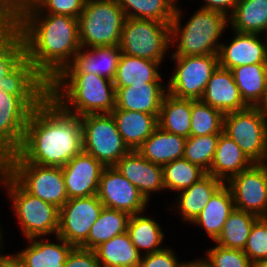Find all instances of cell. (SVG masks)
<instances>
[{
    "instance_id": "cell-1",
    "label": "cell",
    "mask_w": 267,
    "mask_h": 267,
    "mask_svg": "<svg viewBox=\"0 0 267 267\" xmlns=\"http://www.w3.org/2000/svg\"><path fill=\"white\" fill-rule=\"evenodd\" d=\"M82 150L81 117L48 96L31 111L17 153L29 163L63 167Z\"/></svg>"
},
{
    "instance_id": "cell-2",
    "label": "cell",
    "mask_w": 267,
    "mask_h": 267,
    "mask_svg": "<svg viewBox=\"0 0 267 267\" xmlns=\"http://www.w3.org/2000/svg\"><path fill=\"white\" fill-rule=\"evenodd\" d=\"M19 30L25 55L36 71L50 83L82 48L77 18L41 13L37 8L20 17Z\"/></svg>"
},
{
    "instance_id": "cell-3",
    "label": "cell",
    "mask_w": 267,
    "mask_h": 267,
    "mask_svg": "<svg viewBox=\"0 0 267 267\" xmlns=\"http://www.w3.org/2000/svg\"><path fill=\"white\" fill-rule=\"evenodd\" d=\"M49 96L66 112L83 116L111 113L116 89L113 81L96 74H59L49 83Z\"/></svg>"
},
{
    "instance_id": "cell-4",
    "label": "cell",
    "mask_w": 267,
    "mask_h": 267,
    "mask_svg": "<svg viewBox=\"0 0 267 267\" xmlns=\"http://www.w3.org/2000/svg\"><path fill=\"white\" fill-rule=\"evenodd\" d=\"M182 17L181 9L176 6L170 23V41L176 48L171 56L218 55L219 40L229 26V16L220 11L199 8L184 25Z\"/></svg>"
},
{
    "instance_id": "cell-5",
    "label": "cell",
    "mask_w": 267,
    "mask_h": 267,
    "mask_svg": "<svg viewBox=\"0 0 267 267\" xmlns=\"http://www.w3.org/2000/svg\"><path fill=\"white\" fill-rule=\"evenodd\" d=\"M11 200L12 210L26 239L57 236L59 208L28 193L9 173L3 184Z\"/></svg>"
},
{
    "instance_id": "cell-6",
    "label": "cell",
    "mask_w": 267,
    "mask_h": 267,
    "mask_svg": "<svg viewBox=\"0 0 267 267\" xmlns=\"http://www.w3.org/2000/svg\"><path fill=\"white\" fill-rule=\"evenodd\" d=\"M125 19L115 0H85L78 18L81 47L119 46Z\"/></svg>"
},
{
    "instance_id": "cell-7",
    "label": "cell",
    "mask_w": 267,
    "mask_h": 267,
    "mask_svg": "<svg viewBox=\"0 0 267 267\" xmlns=\"http://www.w3.org/2000/svg\"><path fill=\"white\" fill-rule=\"evenodd\" d=\"M8 173L28 193L59 209L69 200L61 167L29 163L17 153L8 159Z\"/></svg>"
},
{
    "instance_id": "cell-8",
    "label": "cell",
    "mask_w": 267,
    "mask_h": 267,
    "mask_svg": "<svg viewBox=\"0 0 267 267\" xmlns=\"http://www.w3.org/2000/svg\"><path fill=\"white\" fill-rule=\"evenodd\" d=\"M170 45V24L150 19H125L119 43L123 54L162 64Z\"/></svg>"
},
{
    "instance_id": "cell-9",
    "label": "cell",
    "mask_w": 267,
    "mask_h": 267,
    "mask_svg": "<svg viewBox=\"0 0 267 267\" xmlns=\"http://www.w3.org/2000/svg\"><path fill=\"white\" fill-rule=\"evenodd\" d=\"M223 132L253 163L264 162L267 156V113L261 107L224 114Z\"/></svg>"
},
{
    "instance_id": "cell-10",
    "label": "cell",
    "mask_w": 267,
    "mask_h": 267,
    "mask_svg": "<svg viewBox=\"0 0 267 267\" xmlns=\"http://www.w3.org/2000/svg\"><path fill=\"white\" fill-rule=\"evenodd\" d=\"M83 151L104 167L115 166L130 149L124 143L111 113L80 116Z\"/></svg>"
},
{
    "instance_id": "cell-11",
    "label": "cell",
    "mask_w": 267,
    "mask_h": 267,
    "mask_svg": "<svg viewBox=\"0 0 267 267\" xmlns=\"http://www.w3.org/2000/svg\"><path fill=\"white\" fill-rule=\"evenodd\" d=\"M175 68L167 93L180 99L200 100L212 73L219 67L218 55L171 56Z\"/></svg>"
},
{
    "instance_id": "cell-12",
    "label": "cell",
    "mask_w": 267,
    "mask_h": 267,
    "mask_svg": "<svg viewBox=\"0 0 267 267\" xmlns=\"http://www.w3.org/2000/svg\"><path fill=\"white\" fill-rule=\"evenodd\" d=\"M103 207L97 195L69 199L59 209L57 236L79 247L87 239Z\"/></svg>"
},
{
    "instance_id": "cell-13",
    "label": "cell",
    "mask_w": 267,
    "mask_h": 267,
    "mask_svg": "<svg viewBox=\"0 0 267 267\" xmlns=\"http://www.w3.org/2000/svg\"><path fill=\"white\" fill-rule=\"evenodd\" d=\"M225 184L231 190L235 209L267 217V169L262 163H254Z\"/></svg>"
},
{
    "instance_id": "cell-14",
    "label": "cell",
    "mask_w": 267,
    "mask_h": 267,
    "mask_svg": "<svg viewBox=\"0 0 267 267\" xmlns=\"http://www.w3.org/2000/svg\"><path fill=\"white\" fill-rule=\"evenodd\" d=\"M97 196L104 207L125 211L130 215L145 212L150 203L115 166L104 167Z\"/></svg>"
},
{
    "instance_id": "cell-15",
    "label": "cell",
    "mask_w": 267,
    "mask_h": 267,
    "mask_svg": "<svg viewBox=\"0 0 267 267\" xmlns=\"http://www.w3.org/2000/svg\"><path fill=\"white\" fill-rule=\"evenodd\" d=\"M31 111L18 96L0 90V152L8 159L20 149Z\"/></svg>"
},
{
    "instance_id": "cell-16",
    "label": "cell",
    "mask_w": 267,
    "mask_h": 267,
    "mask_svg": "<svg viewBox=\"0 0 267 267\" xmlns=\"http://www.w3.org/2000/svg\"><path fill=\"white\" fill-rule=\"evenodd\" d=\"M62 168L69 199L97 195L104 166L83 150Z\"/></svg>"
},
{
    "instance_id": "cell-17",
    "label": "cell",
    "mask_w": 267,
    "mask_h": 267,
    "mask_svg": "<svg viewBox=\"0 0 267 267\" xmlns=\"http://www.w3.org/2000/svg\"><path fill=\"white\" fill-rule=\"evenodd\" d=\"M229 44L221 43L218 52L219 67L232 70L238 66L267 63V40L264 35L233 31ZM261 36V37H260Z\"/></svg>"
},
{
    "instance_id": "cell-18",
    "label": "cell",
    "mask_w": 267,
    "mask_h": 267,
    "mask_svg": "<svg viewBox=\"0 0 267 267\" xmlns=\"http://www.w3.org/2000/svg\"><path fill=\"white\" fill-rule=\"evenodd\" d=\"M3 80V90L18 96L31 110L49 96V83L26 57Z\"/></svg>"
},
{
    "instance_id": "cell-19",
    "label": "cell",
    "mask_w": 267,
    "mask_h": 267,
    "mask_svg": "<svg viewBox=\"0 0 267 267\" xmlns=\"http://www.w3.org/2000/svg\"><path fill=\"white\" fill-rule=\"evenodd\" d=\"M115 167L148 202L152 193L165 190L162 166L145 159L137 150H130Z\"/></svg>"
},
{
    "instance_id": "cell-20",
    "label": "cell",
    "mask_w": 267,
    "mask_h": 267,
    "mask_svg": "<svg viewBox=\"0 0 267 267\" xmlns=\"http://www.w3.org/2000/svg\"><path fill=\"white\" fill-rule=\"evenodd\" d=\"M119 46L81 48L60 74H96L114 81L121 55Z\"/></svg>"
},
{
    "instance_id": "cell-21",
    "label": "cell",
    "mask_w": 267,
    "mask_h": 267,
    "mask_svg": "<svg viewBox=\"0 0 267 267\" xmlns=\"http://www.w3.org/2000/svg\"><path fill=\"white\" fill-rule=\"evenodd\" d=\"M200 100L223 114L249 107L240 95L232 71L221 67L212 73Z\"/></svg>"
},
{
    "instance_id": "cell-22",
    "label": "cell",
    "mask_w": 267,
    "mask_h": 267,
    "mask_svg": "<svg viewBox=\"0 0 267 267\" xmlns=\"http://www.w3.org/2000/svg\"><path fill=\"white\" fill-rule=\"evenodd\" d=\"M164 83L133 84L128 87H115L114 109L139 111L159 116L162 101L167 94Z\"/></svg>"
},
{
    "instance_id": "cell-23",
    "label": "cell",
    "mask_w": 267,
    "mask_h": 267,
    "mask_svg": "<svg viewBox=\"0 0 267 267\" xmlns=\"http://www.w3.org/2000/svg\"><path fill=\"white\" fill-rule=\"evenodd\" d=\"M55 239L58 243L49 242L45 237L26 239L27 247L14 255L24 267H63L74 246L58 236Z\"/></svg>"
},
{
    "instance_id": "cell-24",
    "label": "cell",
    "mask_w": 267,
    "mask_h": 267,
    "mask_svg": "<svg viewBox=\"0 0 267 267\" xmlns=\"http://www.w3.org/2000/svg\"><path fill=\"white\" fill-rule=\"evenodd\" d=\"M111 115L124 143L130 150H137L158 127V117L153 114L114 109Z\"/></svg>"
},
{
    "instance_id": "cell-25",
    "label": "cell",
    "mask_w": 267,
    "mask_h": 267,
    "mask_svg": "<svg viewBox=\"0 0 267 267\" xmlns=\"http://www.w3.org/2000/svg\"><path fill=\"white\" fill-rule=\"evenodd\" d=\"M253 164L242 149L222 131L207 174L226 183L231 177L250 168Z\"/></svg>"
},
{
    "instance_id": "cell-26",
    "label": "cell",
    "mask_w": 267,
    "mask_h": 267,
    "mask_svg": "<svg viewBox=\"0 0 267 267\" xmlns=\"http://www.w3.org/2000/svg\"><path fill=\"white\" fill-rule=\"evenodd\" d=\"M224 184L213 175L206 174L198 182L193 183L189 188L177 193L176 206L183 221L192 222L201 213L209 202L212 195Z\"/></svg>"
},
{
    "instance_id": "cell-27",
    "label": "cell",
    "mask_w": 267,
    "mask_h": 267,
    "mask_svg": "<svg viewBox=\"0 0 267 267\" xmlns=\"http://www.w3.org/2000/svg\"><path fill=\"white\" fill-rule=\"evenodd\" d=\"M186 139L157 127L137 151L150 162L163 166L184 156Z\"/></svg>"
},
{
    "instance_id": "cell-28",
    "label": "cell",
    "mask_w": 267,
    "mask_h": 267,
    "mask_svg": "<svg viewBox=\"0 0 267 267\" xmlns=\"http://www.w3.org/2000/svg\"><path fill=\"white\" fill-rule=\"evenodd\" d=\"M234 208L231 190L224 183L212 195L209 202L192 223L205 229L207 236L214 242L220 235L224 223Z\"/></svg>"
},
{
    "instance_id": "cell-29",
    "label": "cell",
    "mask_w": 267,
    "mask_h": 267,
    "mask_svg": "<svg viewBox=\"0 0 267 267\" xmlns=\"http://www.w3.org/2000/svg\"><path fill=\"white\" fill-rule=\"evenodd\" d=\"M162 66L157 61L133 57L121 53L117 74L113 81L115 87H128L133 84L163 83L159 68Z\"/></svg>"
},
{
    "instance_id": "cell-30",
    "label": "cell",
    "mask_w": 267,
    "mask_h": 267,
    "mask_svg": "<svg viewBox=\"0 0 267 267\" xmlns=\"http://www.w3.org/2000/svg\"><path fill=\"white\" fill-rule=\"evenodd\" d=\"M94 251L101 267H139L142 258L127 232L115 235Z\"/></svg>"
},
{
    "instance_id": "cell-31",
    "label": "cell",
    "mask_w": 267,
    "mask_h": 267,
    "mask_svg": "<svg viewBox=\"0 0 267 267\" xmlns=\"http://www.w3.org/2000/svg\"><path fill=\"white\" fill-rule=\"evenodd\" d=\"M240 95L249 107H259L267 85V63L238 66L232 70Z\"/></svg>"
},
{
    "instance_id": "cell-32",
    "label": "cell",
    "mask_w": 267,
    "mask_h": 267,
    "mask_svg": "<svg viewBox=\"0 0 267 267\" xmlns=\"http://www.w3.org/2000/svg\"><path fill=\"white\" fill-rule=\"evenodd\" d=\"M231 31L239 33H267V0H239L229 15Z\"/></svg>"
},
{
    "instance_id": "cell-33",
    "label": "cell",
    "mask_w": 267,
    "mask_h": 267,
    "mask_svg": "<svg viewBox=\"0 0 267 267\" xmlns=\"http://www.w3.org/2000/svg\"><path fill=\"white\" fill-rule=\"evenodd\" d=\"M143 213L130 216L126 232L131 242L142 255L163 250L166 247L162 245L165 234L160 223Z\"/></svg>"
},
{
    "instance_id": "cell-34",
    "label": "cell",
    "mask_w": 267,
    "mask_h": 267,
    "mask_svg": "<svg viewBox=\"0 0 267 267\" xmlns=\"http://www.w3.org/2000/svg\"><path fill=\"white\" fill-rule=\"evenodd\" d=\"M191 99H180L166 94L158 116V127L185 138L190 137Z\"/></svg>"
},
{
    "instance_id": "cell-35",
    "label": "cell",
    "mask_w": 267,
    "mask_h": 267,
    "mask_svg": "<svg viewBox=\"0 0 267 267\" xmlns=\"http://www.w3.org/2000/svg\"><path fill=\"white\" fill-rule=\"evenodd\" d=\"M130 216L125 211L103 207L98 219L92 225L87 239L79 247L94 250L115 235L126 232Z\"/></svg>"
},
{
    "instance_id": "cell-36",
    "label": "cell",
    "mask_w": 267,
    "mask_h": 267,
    "mask_svg": "<svg viewBox=\"0 0 267 267\" xmlns=\"http://www.w3.org/2000/svg\"><path fill=\"white\" fill-rule=\"evenodd\" d=\"M126 18L150 19L170 24L178 4L174 0H115Z\"/></svg>"
},
{
    "instance_id": "cell-37",
    "label": "cell",
    "mask_w": 267,
    "mask_h": 267,
    "mask_svg": "<svg viewBox=\"0 0 267 267\" xmlns=\"http://www.w3.org/2000/svg\"><path fill=\"white\" fill-rule=\"evenodd\" d=\"M257 218L256 215L234 208L214 243L226 248L243 250Z\"/></svg>"
},
{
    "instance_id": "cell-38",
    "label": "cell",
    "mask_w": 267,
    "mask_h": 267,
    "mask_svg": "<svg viewBox=\"0 0 267 267\" xmlns=\"http://www.w3.org/2000/svg\"><path fill=\"white\" fill-rule=\"evenodd\" d=\"M25 57V43L19 28L0 29V90H3V78Z\"/></svg>"
},
{
    "instance_id": "cell-39",
    "label": "cell",
    "mask_w": 267,
    "mask_h": 267,
    "mask_svg": "<svg viewBox=\"0 0 267 267\" xmlns=\"http://www.w3.org/2000/svg\"><path fill=\"white\" fill-rule=\"evenodd\" d=\"M165 189L180 192L198 182L207 172L184 157L162 166Z\"/></svg>"
},
{
    "instance_id": "cell-40",
    "label": "cell",
    "mask_w": 267,
    "mask_h": 267,
    "mask_svg": "<svg viewBox=\"0 0 267 267\" xmlns=\"http://www.w3.org/2000/svg\"><path fill=\"white\" fill-rule=\"evenodd\" d=\"M224 114L201 100H192L190 136L220 134Z\"/></svg>"
},
{
    "instance_id": "cell-41",
    "label": "cell",
    "mask_w": 267,
    "mask_h": 267,
    "mask_svg": "<svg viewBox=\"0 0 267 267\" xmlns=\"http://www.w3.org/2000/svg\"><path fill=\"white\" fill-rule=\"evenodd\" d=\"M220 134L190 136L186 139L184 158L208 172L216 151Z\"/></svg>"
},
{
    "instance_id": "cell-42",
    "label": "cell",
    "mask_w": 267,
    "mask_h": 267,
    "mask_svg": "<svg viewBox=\"0 0 267 267\" xmlns=\"http://www.w3.org/2000/svg\"><path fill=\"white\" fill-rule=\"evenodd\" d=\"M206 255L200 260L207 267H252L253 263L240 249L226 248L217 245L206 249Z\"/></svg>"
},
{
    "instance_id": "cell-43",
    "label": "cell",
    "mask_w": 267,
    "mask_h": 267,
    "mask_svg": "<svg viewBox=\"0 0 267 267\" xmlns=\"http://www.w3.org/2000/svg\"><path fill=\"white\" fill-rule=\"evenodd\" d=\"M243 252L253 264L267 261V217L255 220Z\"/></svg>"
},
{
    "instance_id": "cell-44",
    "label": "cell",
    "mask_w": 267,
    "mask_h": 267,
    "mask_svg": "<svg viewBox=\"0 0 267 267\" xmlns=\"http://www.w3.org/2000/svg\"><path fill=\"white\" fill-rule=\"evenodd\" d=\"M85 0H43L37 9L41 13L68 15L79 18Z\"/></svg>"
},
{
    "instance_id": "cell-45",
    "label": "cell",
    "mask_w": 267,
    "mask_h": 267,
    "mask_svg": "<svg viewBox=\"0 0 267 267\" xmlns=\"http://www.w3.org/2000/svg\"><path fill=\"white\" fill-rule=\"evenodd\" d=\"M187 262H179L176 252L167 246L158 252L142 255L139 267H184Z\"/></svg>"
},
{
    "instance_id": "cell-46",
    "label": "cell",
    "mask_w": 267,
    "mask_h": 267,
    "mask_svg": "<svg viewBox=\"0 0 267 267\" xmlns=\"http://www.w3.org/2000/svg\"><path fill=\"white\" fill-rule=\"evenodd\" d=\"M63 267H101L94 250L73 247Z\"/></svg>"
},
{
    "instance_id": "cell-47",
    "label": "cell",
    "mask_w": 267,
    "mask_h": 267,
    "mask_svg": "<svg viewBox=\"0 0 267 267\" xmlns=\"http://www.w3.org/2000/svg\"><path fill=\"white\" fill-rule=\"evenodd\" d=\"M20 18L13 0H0V29L18 28Z\"/></svg>"
},
{
    "instance_id": "cell-48",
    "label": "cell",
    "mask_w": 267,
    "mask_h": 267,
    "mask_svg": "<svg viewBox=\"0 0 267 267\" xmlns=\"http://www.w3.org/2000/svg\"><path fill=\"white\" fill-rule=\"evenodd\" d=\"M205 4L200 8L220 11L229 16L239 0H203Z\"/></svg>"
},
{
    "instance_id": "cell-49",
    "label": "cell",
    "mask_w": 267,
    "mask_h": 267,
    "mask_svg": "<svg viewBox=\"0 0 267 267\" xmlns=\"http://www.w3.org/2000/svg\"><path fill=\"white\" fill-rule=\"evenodd\" d=\"M43 0H16L14 2L15 11L19 18L27 11L37 8Z\"/></svg>"
},
{
    "instance_id": "cell-50",
    "label": "cell",
    "mask_w": 267,
    "mask_h": 267,
    "mask_svg": "<svg viewBox=\"0 0 267 267\" xmlns=\"http://www.w3.org/2000/svg\"><path fill=\"white\" fill-rule=\"evenodd\" d=\"M0 267H24L14 254L7 253L0 258Z\"/></svg>"
},
{
    "instance_id": "cell-51",
    "label": "cell",
    "mask_w": 267,
    "mask_h": 267,
    "mask_svg": "<svg viewBox=\"0 0 267 267\" xmlns=\"http://www.w3.org/2000/svg\"><path fill=\"white\" fill-rule=\"evenodd\" d=\"M8 173V158L0 152V185L3 184V180Z\"/></svg>"
},
{
    "instance_id": "cell-52",
    "label": "cell",
    "mask_w": 267,
    "mask_h": 267,
    "mask_svg": "<svg viewBox=\"0 0 267 267\" xmlns=\"http://www.w3.org/2000/svg\"><path fill=\"white\" fill-rule=\"evenodd\" d=\"M184 267H207L200 259L187 261Z\"/></svg>"
},
{
    "instance_id": "cell-53",
    "label": "cell",
    "mask_w": 267,
    "mask_h": 267,
    "mask_svg": "<svg viewBox=\"0 0 267 267\" xmlns=\"http://www.w3.org/2000/svg\"><path fill=\"white\" fill-rule=\"evenodd\" d=\"M267 113V85H266V93L263 100V103L259 106Z\"/></svg>"
},
{
    "instance_id": "cell-54",
    "label": "cell",
    "mask_w": 267,
    "mask_h": 267,
    "mask_svg": "<svg viewBox=\"0 0 267 267\" xmlns=\"http://www.w3.org/2000/svg\"><path fill=\"white\" fill-rule=\"evenodd\" d=\"M4 237H3V229H1V226H0V258L4 255L3 253H2V250L1 249H3L2 248V245L4 244V239H3ZM3 241V242H2ZM3 243V244H2Z\"/></svg>"
},
{
    "instance_id": "cell-55",
    "label": "cell",
    "mask_w": 267,
    "mask_h": 267,
    "mask_svg": "<svg viewBox=\"0 0 267 267\" xmlns=\"http://www.w3.org/2000/svg\"><path fill=\"white\" fill-rule=\"evenodd\" d=\"M252 267H267V261L266 262H258L254 263Z\"/></svg>"
},
{
    "instance_id": "cell-56",
    "label": "cell",
    "mask_w": 267,
    "mask_h": 267,
    "mask_svg": "<svg viewBox=\"0 0 267 267\" xmlns=\"http://www.w3.org/2000/svg\"><path fill=\"white\" fill-rule=\"evenodd\" d=\"M265 167H266V169H267V156H266V158H265V160H264V162L262 163Z\"/></svg>"
}]
</instances>
